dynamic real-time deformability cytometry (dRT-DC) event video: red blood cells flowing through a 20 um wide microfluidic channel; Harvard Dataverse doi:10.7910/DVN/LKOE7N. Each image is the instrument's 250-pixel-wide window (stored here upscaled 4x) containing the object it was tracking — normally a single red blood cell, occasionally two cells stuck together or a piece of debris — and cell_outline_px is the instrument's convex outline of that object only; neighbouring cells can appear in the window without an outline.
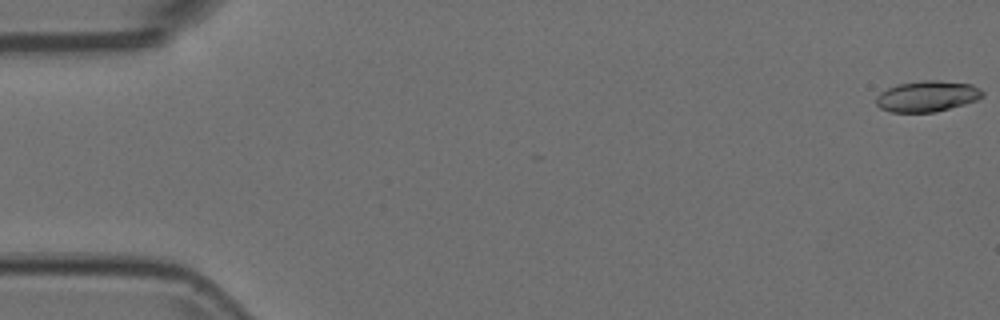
{"species": "Egyptian fruit bat (a non-hibernating species)", "species_latin": "Rousettus aegyptiacus", "temperature_condition": "room temperature", "stored_images_in_passage": 12, "camera_frame_rate_fps": 3000, "um_per_image_px": 0.085, "animal": {"sex": "female"}, "frame": {"image": 1, "passage_image": 1, "time_ms": 0.0, "image_size_px": [1000, 320], "cell_outline_px": [[984, 96], [976, 100], [964, 104], [936, 112], [892, 112], [880, 108], [876, 104], [876, 96], [880, 92], [888, 88], [900, 84], [924, 80], [936, 80], [972, 84], [980, 88], [984, 92]], "centroid_in_image_um": [78.82, 8.18], "position_along_channel_um": 6.2, "area_um2": 19.13}}